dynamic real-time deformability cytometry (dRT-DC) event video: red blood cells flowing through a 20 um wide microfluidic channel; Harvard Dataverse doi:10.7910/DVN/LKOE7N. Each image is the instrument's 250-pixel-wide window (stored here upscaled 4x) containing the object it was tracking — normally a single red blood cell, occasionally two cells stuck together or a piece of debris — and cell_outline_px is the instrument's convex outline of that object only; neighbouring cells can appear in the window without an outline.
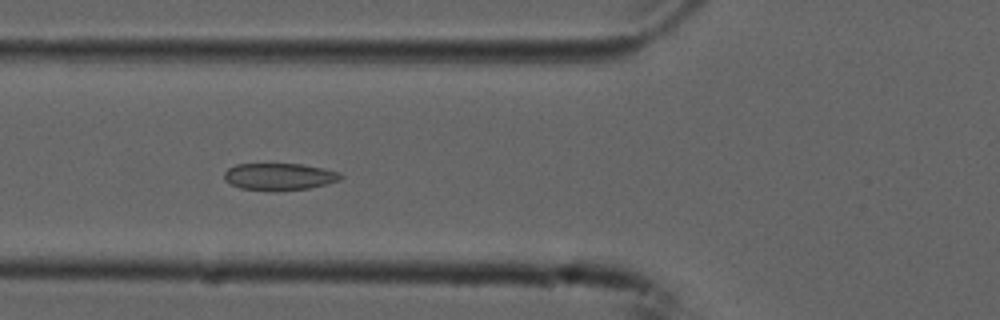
{"species": "common noctule bat (a hibernating species)", "species_latin": "Nyctalus noctula", "temperature_condition": "cold", "stored_images_in_passage": 8, "camera_frame_rate_fps": 3000, "um_per_image_px": 0.085, "animal": {"sex": "male", "forearm_length_mm": 52.5}, "frame": {"image": 1, "passage_image": 6, "time_ms": 1.667, "image_size_px": [1000, 320], "cell_outline_px": [[344, 176], [340, 180], [328, 184], [308, 188], [272, 192], [240, 188], [224, 180], [224, 172], [228, 168], [236, 164], [304, 164], [324, 168], [340, 172]], "centroid_in_image_um": [23.76, 15.02], "position_along_channel_um": 102.0, "area_um2": 18.67}}
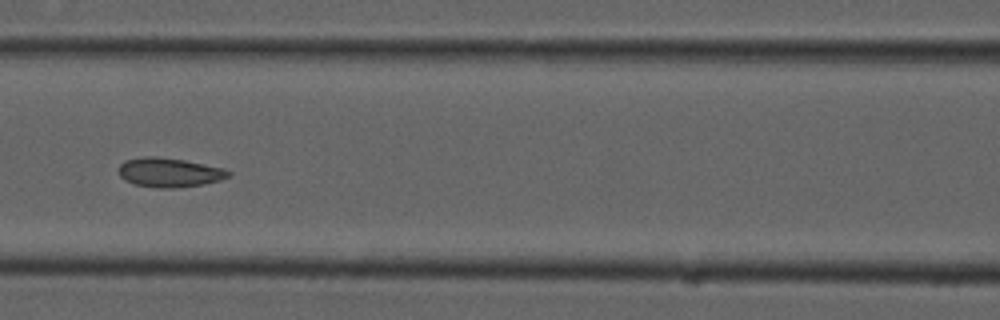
{"frame": {"image": 2, "passage_image": 7, "time_ms": 2.0, "image_size_px": [1000, 320], "cell_outline_px": [[232, 172], [228, 176], [220, 180], [204, 184], [176, 188], [160, 188], [136, 184], [124, 180], [120, 176], [120, 164], [124, 160], [148, 156], [156, 156], [184, 160], [224, 168]], "centroid_in_image_um": [14.41, 14.66], "position_along_channel_um": 152.2, "area_um2": 18.61}}
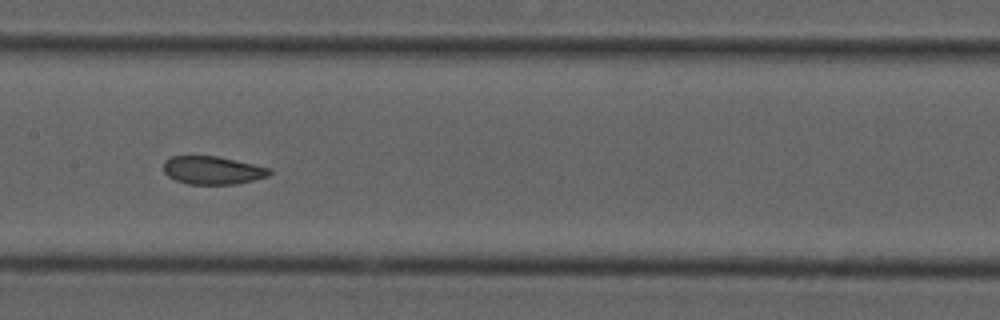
{"frame": {"image": 3, "passage_image": 8, "time_ms": 2.333, "image_size_px": [1000, 320], "cell_outline_px": [[272, 172], [268, 176], [236, 184], [188, 184], [176, 180], [168, 176], [164, 172], [164, 160], [172, 156], [216, 156], [272, 168]], "centroid_in_image_um": [18.07, 14.47], "position_along_channel_um": 189.3, "area_um2": 17.28}}